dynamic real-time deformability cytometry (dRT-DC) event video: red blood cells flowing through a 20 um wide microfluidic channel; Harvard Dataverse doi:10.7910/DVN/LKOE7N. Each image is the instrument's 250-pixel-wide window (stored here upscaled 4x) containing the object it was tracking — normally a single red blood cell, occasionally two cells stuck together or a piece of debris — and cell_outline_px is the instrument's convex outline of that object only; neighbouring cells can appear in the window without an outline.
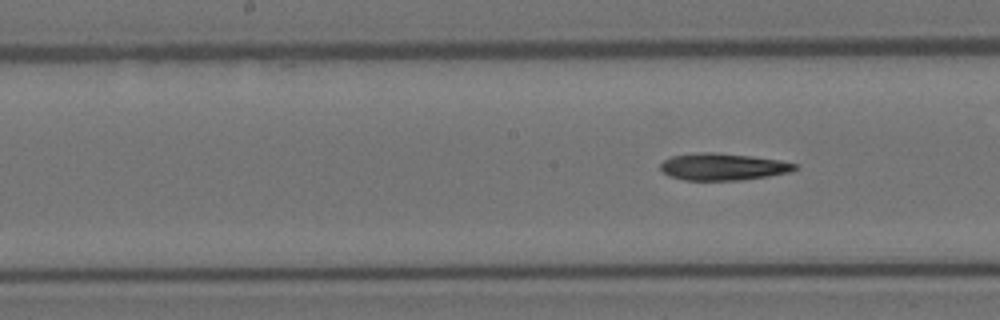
{"species": "Egyptian fruit bat (a non-hibernating species)", "species_latin": "Rousettus aegyptiacus", "temperature_condition": "room temperature", "stored_images_in_passage": 6, "segment_of_instrument_passage": [2, 2], "camera_frame_rate_fps": 3000, "um_per_image_px": 0.085, "animal": {"sex": "female"}, "frame": {"image": 1, "passage_image": 6, "time_ms": 1.667, "image_size_px": [1000, 320], "cell_outline_px": [[800, 164], [796, 168], [788, 172], [768, 176], [740, 180], [684, 180], [668, 176], [660, 168], [660, 164], [664, 160], [672, 156], [696, 152], [716, 152], [780, 160]], "centroid_in_image_um": [61.42, 14.17], "position_along_channel_um": 186.8, "area_um2": 21.1}}